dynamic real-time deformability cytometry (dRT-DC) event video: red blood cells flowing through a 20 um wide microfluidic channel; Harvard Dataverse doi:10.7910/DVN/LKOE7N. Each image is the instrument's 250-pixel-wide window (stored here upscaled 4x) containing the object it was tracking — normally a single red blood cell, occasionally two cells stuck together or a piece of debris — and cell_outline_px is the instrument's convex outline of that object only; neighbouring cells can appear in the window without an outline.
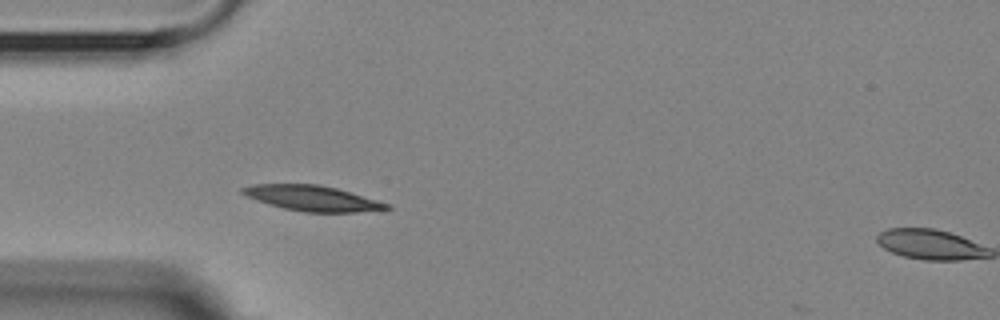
{"species": "Egyptian fruit bat (a non-hibernating species)", "species_latin": "Rousettus aegyptiacus", "temperature_condition": "room temperature", "stored_images_in_passage": 2, "segment_of_instrument_passage": [1, 2], "camera_frame_rate_fps": 3000, "um_per_image_px": 0.085, "animal": {"sex": "female"}, "frame": {"image": 1, "passage_image": 1, "time_ms": 0.0, "image_size_px": [1000, 320], "cell_outline_px": [[392, 208], [356, 212], [304, 212], [284, 208], [268, 204], [256, 200], [240, 192], [240, 188], [252, 184], [320, 184], [336, 188], [392, 204]], "centroid_in_image_um": [26.55, 16.84], "position_along_channel_um": 58.5, "area_um2": 21.27}}